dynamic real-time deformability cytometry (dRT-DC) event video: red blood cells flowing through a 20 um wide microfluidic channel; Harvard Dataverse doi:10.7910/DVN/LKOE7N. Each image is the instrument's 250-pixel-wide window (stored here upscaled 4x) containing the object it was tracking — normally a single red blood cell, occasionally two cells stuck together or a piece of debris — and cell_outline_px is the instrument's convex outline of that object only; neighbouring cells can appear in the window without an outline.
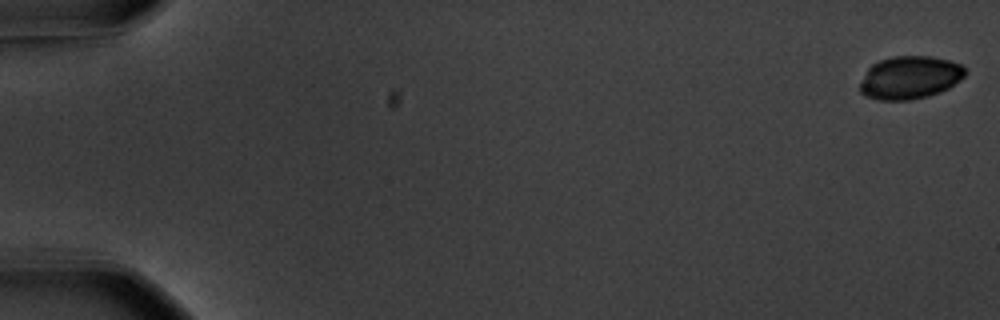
{"species": "common noctule bat (a hibernating species)", "species_latin": "Nyctalus noctula", "temperature_condition": "warm", "stored_images_in_passage": 57, "camera_frame_rate_fps": 3000, "um_per_image_px": 0.085, "animal": {"sex": "male", "body_mass_g": 20.1, "forearm_length_mm": 53.5}, "frame": {"image": 1, "passage_image": 1, "time_ms": 0.0, "image_size_px": [1000, 320], "cell_outline_px": [[968, 72], [960, 80], [948, 88], [940, 92], [928, 96], [912, 100], [876, 100], [864, 96], [860, 92], [860, 84], [868, 68], [872, 64], [880, 60], [892, 56], [928, 56], [948, 60], [960, 64]], "centroid_in_image_um": [77.33, 6.6], "position_along_channel_um": 7.7, "area_um2": 26.41}}
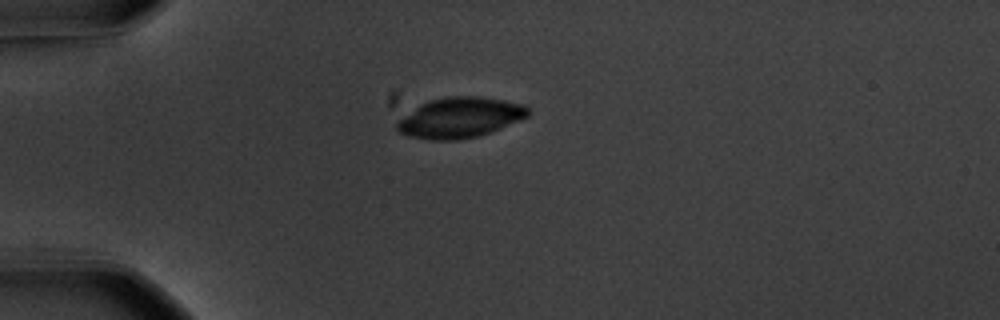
{"frame": {"image": 2, "passage_image": 16, "time_ms": 5.0, "image_size_px": [1000, 320], "cell_outline_px": [[532, 112], [528, 116], [492, 132], [476, 136], [456, 140], [432, 140], [412, 136], [400, 132], [396, 128], [396, 120], [420, 104], [432, 100], [448, 96], [480, 96], [504, 100], [524, 104]], "centroid_in_image_um": [39.11, 9.99], "position_along_channel_um": 45.9, "area_um2": 30.81}}
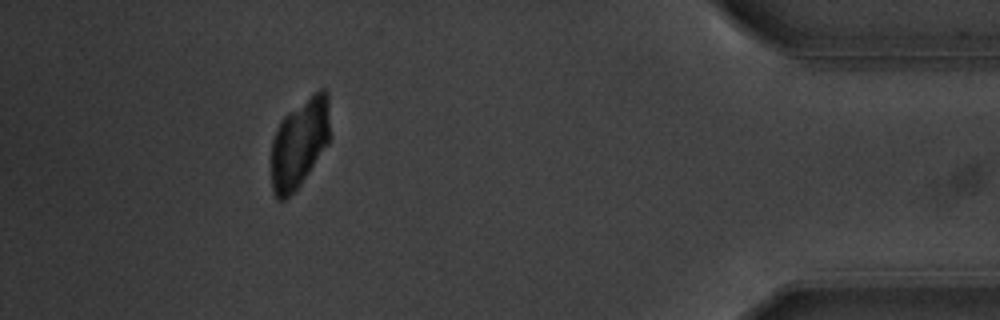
{"frame": {"image": 3, "passage_image": 52, "time_ms": 17.0, "image_size_px": [1000, 320], "cell_outline_px": [[332, 136], [328, 144], [300, 184], [284, 200], [276, 200], [272, 188], [272, 140], [276, 128], [280, 120], [288, 112], [320, 88], [324, 88], [328, 92]], "centroid_in_image_um": [25.49, 12.11], "position_along_channel_um": 409.7, "area_um2": 30.87}}